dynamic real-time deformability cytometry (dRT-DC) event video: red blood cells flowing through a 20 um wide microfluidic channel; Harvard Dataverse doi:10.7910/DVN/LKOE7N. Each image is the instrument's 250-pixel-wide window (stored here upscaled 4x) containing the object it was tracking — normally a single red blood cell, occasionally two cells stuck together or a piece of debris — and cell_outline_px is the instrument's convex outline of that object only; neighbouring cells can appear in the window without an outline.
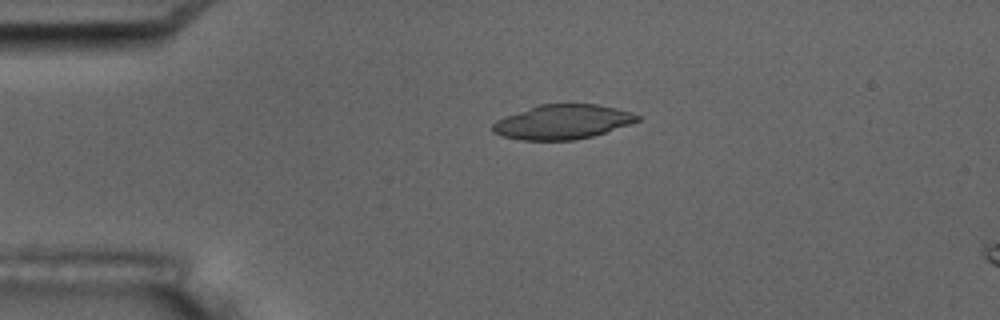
{"species": "common noctule bat (a hibernating species)", "species_latin": "Nyctalus noctula", "temperature_condition": "room temperature", "stored_images_in_passage": 4, "camera_frame_rate_fps": 3000, "um_per_image_px": 0.085, "animal": {"sex": "male", "body_mass_g": 17.5, "forearm_length_mm": 52.3}, "frame": {"image": 1, "passage_image": 3, "time_ms": 2.333, "image_size_px": [1000, 320], "cell_outline_px": [[640, 120], [592, 136], [576, 140], [520, 140], [500, 136], [492, 132], [492, 124], [496, 120], [504, 116], [536, 104], [596, 104], [616, 108], [632, 112], [640, 116]], "centroid_in_image_um": [47.75, 10.36], "position_along_channel_um": 37.3, "area_um2": 29.19}}